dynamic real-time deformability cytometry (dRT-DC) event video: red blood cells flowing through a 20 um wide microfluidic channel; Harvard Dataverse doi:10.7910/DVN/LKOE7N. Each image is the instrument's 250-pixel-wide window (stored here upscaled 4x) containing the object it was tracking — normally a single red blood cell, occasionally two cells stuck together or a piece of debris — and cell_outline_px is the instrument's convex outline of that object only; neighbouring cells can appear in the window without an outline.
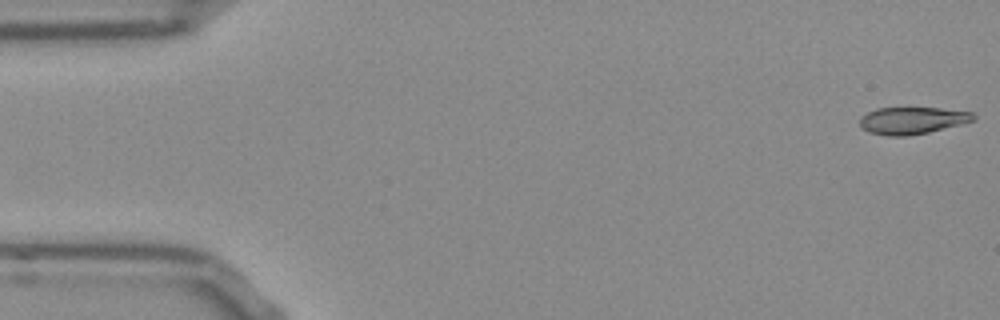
{"species": "Egyptian fruit bat (a non-hibernating species)", "species_latin": "Rousettus aegyptiacus", "temperature_condition": "room temperature", "stored_images_in_passage": 13, "camera_frame_rate_fps": 3000, "um_per_image_px": 0.085, "frame": {"image": 1, "passage_image": 1, "time_ms": 0.0, "image_size_px": [1000, 320], "cell_outline_px": [[976, 120], [928, 132], [908, 136], [888, 136], [868, 132], [860, 124], [860, 116], [876, 108], [940, 108], [972, 112], [976, 116]], "centroid_in_image_um": [77.54, 10.24], "position_along_channel_um": 7.5, "area_um2": 17.86}}